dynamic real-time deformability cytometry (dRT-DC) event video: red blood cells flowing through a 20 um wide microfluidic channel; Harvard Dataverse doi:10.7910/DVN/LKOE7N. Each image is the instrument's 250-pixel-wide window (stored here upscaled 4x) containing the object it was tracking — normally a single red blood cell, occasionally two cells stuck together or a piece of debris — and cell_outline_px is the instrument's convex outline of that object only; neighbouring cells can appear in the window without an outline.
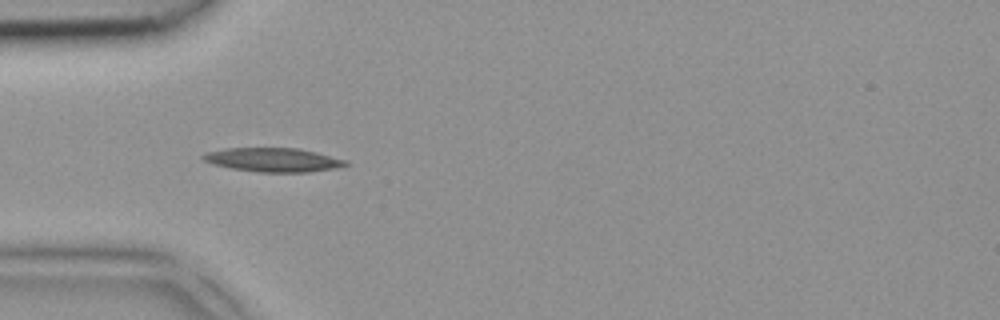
{"species": "common noctule bat (a hibernating species)", "species_latin": "Nyctalus noctula", "temperature_condition": "room temperature", "stored_images_in_passage": 6, "camera_frame_rate_fps": 3000, "um_per_image_px": 0.085, "animal": {"sex": "female", "body_mass_g": 18.4}, "frame": {"image": 1, "passage_image": 4, "time_ms": 1.0, "image_size_px": [1000, 320], "cell_outline_px": [[352, 164], [336, 168], [308, 172], [260, 172], [232, 168], [212, 164], [204, 160], [200, 156], [204, 152], [224, 148], [300, 148], [348, 160]], "centroid_in_image_um": [23.24, 13.58], "position_along_channel_um": 61.8, "area_um2": 20.06}}